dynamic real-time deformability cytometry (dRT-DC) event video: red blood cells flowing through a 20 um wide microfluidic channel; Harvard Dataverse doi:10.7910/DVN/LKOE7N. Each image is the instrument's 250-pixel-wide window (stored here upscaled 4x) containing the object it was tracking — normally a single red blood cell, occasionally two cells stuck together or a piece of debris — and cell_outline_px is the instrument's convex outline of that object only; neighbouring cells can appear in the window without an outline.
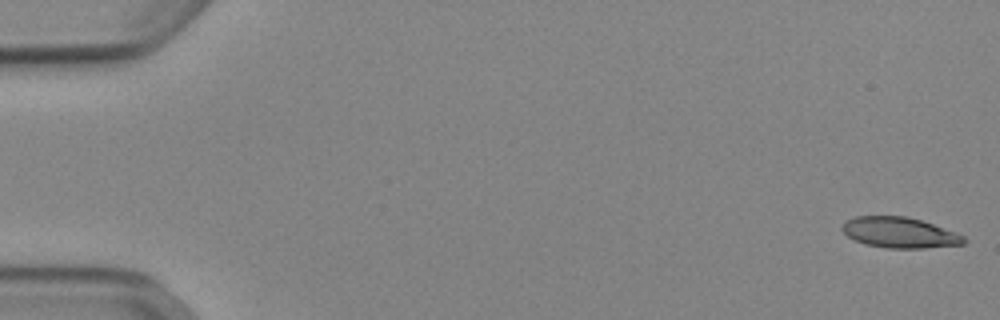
{"species": "Egyptian fruit bat (a non-hibernating species)", "species_latin": "Rousettus aegyptiacus", "temperature_condition": "cold", "stored_images_in_passage": 52, "camera_frame_rate_fps": 3000, "um_per_image_px": 0.085, "animal": {"sex": "female"}, "frame": {"image": 1, "passage_image": 1, "time_ms": 0.0, "image_size_px": [1000, 320], "cell_outline_px": [[968, 240], [964, 244], [924, 248], [884, 248], [864, 244], [848, 236], [840, 228], [848, 220], [856, 216], [908, 216], [956, 232], [964, 236]], "centroid_in_image_um": [76.49, 19.78], "position_along_channel_um": 8.5, "area_um2": 21.68}}
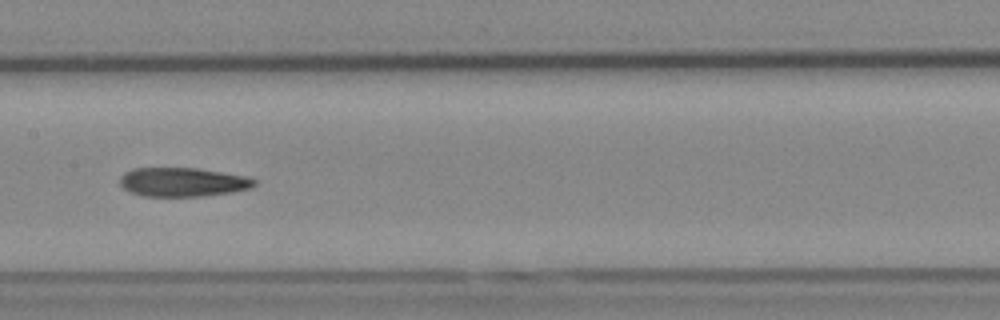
{"frame": {"image": 2, "passage_image": 27, "time_ms": 8.667, "image_size_px": [1000, 320], "cell_outline_px": [[256, 184], [252, 188], [232, 192], [204, 196], [144, 196], [132, 192], [124, 188], [120, 184], [120, 176], [124, 172], [132, 168], [196, 168], [248, 176], [256, 180]], "centroid_in_image_um": [15.55, 15.47], "position_along_channel_um": 191.8, "area_um2": 22.77}}
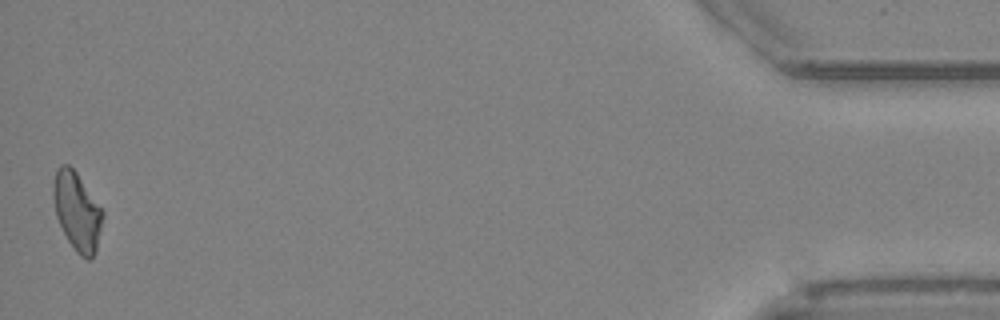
{"frame": {"image": 3, "passage_image": 52, "time_ms": 17.0, "image_size_px": [1000, 320], "cell_outline_px": [[104, 216], [96, 248], [92, 256], [88, 260], [80, 256], [76, 252], [68, 240], [56, 216], [52, 192], [56, 168], [60, 164], [68, 164], [76, 172], [104, 212]], "centroid_in_image_um": [6.54, 17.94], "position_along_channel_um": 428.7, "area_um2": 22.25}, "authors_computed_cell_mechanics": {"area_um2": 22.7443, "velocity_mm_per_s": 3.8924, "shape_relaxation_time_tau1_ms": 8.0857, "shape_relaxation_time_tau2_ms": 10.9057, "deformation_change_tau1": 0.2235, "deformation_change_tau2": 0.2388}}